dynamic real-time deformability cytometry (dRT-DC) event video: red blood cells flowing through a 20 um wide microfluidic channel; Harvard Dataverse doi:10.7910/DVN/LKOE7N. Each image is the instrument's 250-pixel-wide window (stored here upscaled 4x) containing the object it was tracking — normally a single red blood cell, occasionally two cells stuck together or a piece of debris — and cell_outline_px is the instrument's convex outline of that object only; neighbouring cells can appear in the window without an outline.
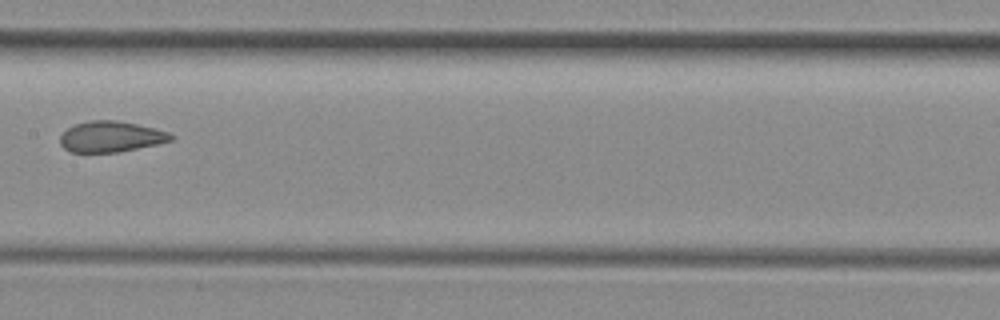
{"species": "common noctule bat (a hibernating species)", "species_latin": "Nyctalus noctula", "temperature_condition": "room temperature", "stored_images_in_passage": 4, "camera_frame_rate_fps": 3000, "um_per_image_px": 0.085, "animal": {"sex": "female", "body_mass_g": 29.2, "forearm_length_mm": 56.3}, "frame": {"image": 1, "passage_image": 4, "time_ms": 3.333, "image_size_px": [1000, 320], "cell_outline_px": [[176, 136], [172, 140], [156, 144], [116, 152], [72, 152], [64, 148], [60, 144], [60, 136], [68, 128], [76, 124], [88, 120], [116, 120], [136, 124], [168, 132]], "centroid_in_image_um": [9.41, 11.61], "position_along_channel_um": 198.0, "area_um2": 19.65}}